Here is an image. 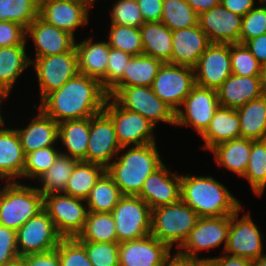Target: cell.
<instances>
[{
  "label": "cell",
  "instance_id": "cell-43",
  "mask_svg": "<svg viewBox=\"0 0 266 266\" xmlns=\"http://www.w3.org/2000/svg\"><path fill=\"white\" fill-rule=\"evenodd\" d=\"M56 146L40 148L34 152L25 154V164L23 170V179L33 180L42 176L55 162L61 154V150Z\"/></svg>",
  "mask_w": 266,
  "mask_h": 266
},
{
  "label": "cell",
  "instance_id": "cell-26",
  "mask_svg": "<svg viewBox=\"0 0 266 266\" xmlns=\"http://www.w3.org/2000/svg\"><path fill=\"white\" fill-rule=\"evenodd\" d=\"M37 115L24 128H15L21 141L24 154L40 148L56 146L58 142V123L38 108Z\"/></svg>",
  "mask_w": 266,
  "mask_h": 266
},
{
  "label": "cell",
  "instance_id": "cell-49",
  "mask_svg": "<svg viewBox=\"0 0 266 266\" xmlns=\"http://www.w3.org/2000/svg\"><path fill=\"white\" fill-rule=\"evenodd\" d=\"M132 55L119 49H109L108 66L106 71V91H108L122 76L124 67Z\"/></svg>",
  "mask_w": 266,
  "mask_h": 266
},
{
  "label": "cell",
  "instance_id": "cell-46",
  "mask_svg": "<svg viewBox=\"0 0 266 266\" xmlns=\"http://www.w3.org/2000/svg\"><path fill=\"white\" fill-rule=\"evenodd\" d=\"M110 13V24L140 28L145 23L137 0L114 1Z\"/></svg>",
  "mask_w": 266,
  "mask_h": 266
},
{
  "label": "cell",
  "instance_id": "cell-27",
  "mask_svg": "<svg viewBox=\"0 0 266 266\" xmlns=\"http://www.w3.org/2000/svg\"><path fill=\"white\" fill-rule=\"evenodd\" d=\"M221 107L237 109L262 96L260 76L231 74L217 89Z\"/></svg>",
  "mask_w": 266,
  "mask_h": 266
},
{
  "label": "cell",
  "instance_id": "cell-4",
  "mask_svg": "<svg viewBox=\"0 0 266 266\" xmlns=\"http://www.w3.org/2000/svg\"><path fill=\"white\" fill-rule=\"evenodd\" d=\"M0 189V225L17 231L44 210V196L35 187L6 182Z\"/></svg>",
  "mask_w": 266,
  "mask_h": 266
},
{
  "label": "cell",
  "instance_id": "cell-20",
  "mask_svg": "<svg viewBox=\"0 0 266 266\" xmlns=\"http://www.w3.org/2000/svg\"><path fill=\"white\" fill-rule=\"evenodd\" d=\"M171 248L151 234L119 243V266H161Z\"/></svg>",
  "mask_w": 266,
  "mask_h": 266
},
{
  "label": "cell",
  "instance_id": "cell-30",
  "mask_svg": "<svg viewBox=\"0 0 266 266\" xmlns=\"http://www.w3.org/2000/svg\"><path fill=\"white\" fill-rule=\"evenodd\" d=\"M26 45L0 47V92L8 98L15 82L31 67Z\"/></svg>",
  "mask_w": 266,
  "mask_h": 266
},
{
  "label": "cell",
  "instance_id": "cell-29",
  "mask_svg": "<svg viewBox=\"0 0 266 266\" xmlns=\"http://www.w3.org/2000/svg\"><path fill=\"white\" fill-rule=\"evenodd\" d=\"M58 141L62 142L65 151L61 154L78 161L86 162L90 136V117L66 120L58 123Z\"/></svg>",
  "mask_w": 266,
  "mask_h": 266
},
{
  "label": "cell",
  "instance_id": "cell-19",
  "mask_svg": "<svg viewBox=\"0 0 266 266\" xmlns=\"http://www.w3.org/2000/svg\"><path fill=\"white\" fill-rule=\"evenodd\" d=\"M90 9L72 0H39V17L47 24L75 35V30L89 22Z\"/></svg>",
  "mask_w": 266,
  "mask_h": 266
},
{
  "label": "cell",
  "instance_id": "cell-59",
  "mask_svg": "<svg viewBox=\"0 0 266 266\" xmlns=\"http://www.w3.org/2000/svg\"><path fill=\"white\" fill-rule=\"evenodd\" d=\"M260 84L262 95L266 96V64L261 67Z\"/></svg>",
  "mask_w": 266,
  "mask_h": 266
},
{
  "label": "cell",
  "instance_id": "cell-54",
  "mask_svg": "<svg viewBox=\"0 0 266 266\" xmlns=\"http://www.w3.org/2000/svg\"><path fill=\"white\" fill-rule=\"evenodd\" d=\"M245 45L261 65L266 64V33L248 40Z\"/></svg>",
  "mask_w": 266,
  "mask_h": 266
},
{
  "label": "cell",
  "instance_id": "cell-8",
  "mask_svg": "<svg viewBox=\"0 0 266 266\" xmlns=\"http://www.w3.org/2000/svg\"><path fill=\"white\" fill-rule=\"evenodd\" d=\"M111 213L118 243L150 235L152 210L142 198L123 195Z\"/></svg>",
  "mask_w": 266,
  "mask_h": 266
},
{
  "label": "cell",
  "instance_id": "cell-42",
  "mask_svg": "<svg viewBox=\"0 0 266 266\" xmlns=\"http://www.w3.org/2000/svg\"><path fill=\"white\" fill-rule=\"evenodd\" d=\"M107 37L111 48L119 49L132 56L143 54L139 28L111 24Z\"/></svg>",
  "mask_w": 266,
  "mask_h": 266
},
{
  "label": "cell",
  "instance_id": "cell-56",
  "mask_svg": "<svg viewBox=\"0 0 266 266\" xmlns=\"http://www.w3.org/2000/svg\"><path fill=\"white\" fill-rule=\"evenodd\" d=\"M223 254L212 258L209 256L203 257V259H210L214 266H252V260L250 259Z\"/></svg>",
  "mask_w": 266,
  "mask_h": 266
},
{
  "label": "cell",
  "instance_id": "cell-18",
  "mask_svg": "<svg viewBox=\"0 0 266 266\" xmlns=\"http://www.w3.org/2000/svg\"><path fill=\"white\" fill-rule=\"evenodd\" d=\"M137 196L142 198L151 210L177 203L181 200V175L177 172L171 173L163 163L147 177Z\"/></svg>",
  "mask_w": 266,
  "mask_h": 266
},
{
  "label": "cell",
  "instance_id": "cell-33",
  "mask_svg": "<svg viewBox=\"0 0 266 266\" xmlns=\"http://www.w3.org/2000/svg\"><path fill=\"white\" fill-rule=\"evenodd\" d=\"M240 119L241 138L266 139V96L253 99L236 109Z\"/></svg>",
  "mask_w": 266,
  "mask_h": 266
},
{
  "label": "cell",
  "instance_id": "cell-25",
  "mask_svg": "<svg viewBox=\"0 0 266 266\" xmlns=\"http://www.w3.org/2000/svg\"><path fill=\"white\" fill-rule=\"evenodd\" d=\"M80 74L96 78L106 90V71L109 57L108 41L94 42L93 38L75 42Z\"/></svg>",
  "mask_w": 266,
  "mask_h": 266
},
{
  "label": "cell",
  "instance_id": "cell-13",
  "mask_svg": "<svg viewBox=\"0 0 266 266\" xmlns=\"http://www.w3.org/2000/svg\"><path fill=\"white\" fill-rule=\"evenodd\" d=\"M219 106L217 90L195 85L175 112V126L192 127L201 135Z\"/></svg>",
  "mask_w": 266,
  "mask_h": 266
},
{
  "label": "cell",
  "instance_id": "cell-38",
  "mask_svg": "<svg viewBox=\"0 0 266 266\" xmlns=\"http://www.w3.org/2000/svg\"><path fill=\"white\" fill-rule=\"evenodd\" d=\"M121 194L113 179L105 172L90 191L86 204L89 212H112Z\"/></svg>",
  "mask_w": 266,
  "mask_h": 266
},
{
  "label": "cell",
  "instance_id": "cell-52",
  "mask_svg": "<svg viewBox=\"0 0 266 266\" xmlns=\"http://www.w3.org/2000/svg\"><path fill=\"white\" fill-rule=\"evenodd\" d=\"M144 22H160L163 0H137Z\"/></svg>",
  "mask_w": 266,
  "mask_h": 266
},
{
  "label": "cell",
  "instance_id": "cell-24",
  "mask_svg": "<svg viewBox=\"0 0 266 266\" xmlns=\"http://www.w3.org/2000/svg\"><path fill=\"white\" fill-rule=\"evenodd\" d=\"M5 124L0 127V177L6 182H18V178L22 179L25 154L16 129L6 128Z\"/></svg>",
  "mask_w": 266,
  "mask_h": 266
},
{
  "label": "cell",
  "instance_id": "cell-14",
  "mask_svg": "<svg viewBox=\"0 0 266 266\" xmlns=\"http://www.w3.org/2000/svg\"><path fill=\"white\" fill-rule=\"evenodd\" d=\"M16 233L19 257L52 251L63 238L45 210L29 219Z\"/></svg>",
  "mask_w": 266,
  "mask_h": 266
},
{
  "label": "cell",
  "instance_id": "cell-22",
  "mask_svg": "<svg viewBox=\"0 0 266 266\" xmlns=\"http://www.w3.org/2000/svg\"><path fill=\"white\" fill-rule=\"evenodd\" d=\"M29 36L34 42L36 58L69 52L76 42L75 36L47 24L39 16L26 28V39Z\"/></svg>",
  "mask_w": 266,
  "mask_h": 266
},
{
  "label": "cell",
  "instance_id": "cell-58",
  "mask_svg": "<svg viewBox=\"0 0 266 266\" xmlns=\"http://www.w3.org/2000/svg\"><path fill=\"white\" fill-rule=\"evenodd\" d=\"M161 266H190V259L176 252L174 255L171 254Z\"/></svg>",
  "mask_w": 266,
  "mask_h": 266
},
{
  "label": "cell",
  "instance_id": "cell-60",
  "mask_svg": "<svg viewBox=\"0 0 266 266\" xmlns=\"http://www.w3.org/2000/svg\"><path fill=\"white\" fill-rule=\"evenodd\" d=\"M190 266H214L210 259H190Z\"/></svg>",
  "mask_w": 266,
  "mask_h": 266
},
{
  "label": "cell",
  "instance_id": "cell-11",
  "mask_svg": "<svg viewBox=\"0 0 266 266\" xmlns=\"http://www.w3.org/2000/svg\"><path fill=\"white\" fill-rule=\"evenodd\" d=\"M230 229V215L220 217H200L187 239L176 251L189 259H203L199 251H209L224 244L225 250ZM200 257V258H199Z\"/></svg>",
  "mask_w": 266,
  "mask_h": 266
},
{
  "label": "cell",
  "instance_id": "cell-35",
  "mask_svg": "<svg viewBox=\"0 0 266 266\" xmlns=\"http://www.w3.org/2000/svg\"><path fill=\"white\" fill-rule=\"evenodd\" d=\"M105 172L106 168L103 165L78 161L63 193L86 200L95 183Z\"/></svg>",
  "mask_w": 266,
  "mask_h": 266
},
{
  "label": "cell",
  "instance_id": "cell-23",
  "mask_svg": "<svg viewBox=\"0 0 266 266\" xmlns=\"http://www.w3.org/2000/svg\"><path fill=\"white\" fill-rule=\"evenodd\" d=\"M210 44L199 25L172 31L171 64L194 68Z\"/></svg>",
  "mask_w": 266,
  "mask_h": 266
},
{
  "label": "cell",
  "instance_id": "cell-53",
  "mask_svg": "<svg viewBox=\"0 0 266 266\" xmlns=\"http://www.w3.org/2000/svg\"><path fill=\"white\" fill-rule=\"evenodd\" d=\"M26 266H61L56 249L46 252L22 256Z\"/></svg>",
  "mask_w": 266,
  "mask_h": 266
},
{
  "label": "cell",
  "instance_id": "cell-2",
  "mask_svg": "<svg viewBox=\"0 0 266 266\" xmlns=\"http://www.w3.org/2000/svg\"><path fill=\"white\" fill-rule=\"evenodd\" d=\"M156 145L155 142L121 147L115 160L106 168L122 195L137 196L147 177L164 163Z\"/></svg>",
  "mask_w": 266,
  "mask_h": 266
},
{
  "label": "cell",
  "instance_id": "cell-40",
  "mask_svg": "<svg viewBox=\"0 0 266 266\" xmlns=\"http://www.w3.org/2000/svg\"><path fill=\"white\" fill-rule=\"evenodd\" d=\"M198 19L187 0H163L161 22L172 31L196 26Z\"/></svg>",
  "mask_w": 266,
  "mask_h": 266
},
{
  "label": "cell",
  "instance_id": "cell-21",
  "mask_svg": "<svg viewBox=\"0 0 266 266\" xmlns=\"http://www.w3.org/2000/svg\"><path fill=\"white\" fill-rule=\"evenodd\" d=\"M198 25L208 36L211 43H239L242 16L232 13L220 3L200 14Z\"/></svg>",
  "mask_w": 266,
  "mask_h": 266
},
{
  "label": "cell",
  "instance_id": "cell-5",
  "mask_svg": "<svg viewBox=\"0 0 266 266\" xmlns=\"http://www.w3.org/2000/svg\"><path fill=\"white\" fill-rule=\"evenodd\" d=\"M200 217L182 200L152 209L151 235L171 249L179 248Z\"/></svg>",
  "mask_w": 266,
  "mask_h": 266
},
{
  "label": "cell",
  "instance_id": "cell-31",
  "mask_svg": "<svg viewBox=\"0 0 266 266\" xmlns=\"http://www.w3.org/2000/svg\"><path fill=\"white\" fill-rule=\"evenodd\" d=\"M254 140L238 138L217 144L209 150L214 154L217 165L242 177L249 163L252 142Z\"/></svg>",
  "mask_w": 266,
  "mask_h": 266
},
{
  "label": "cell",
  "instance_id": "cell-62",
  "mask_svg": "<svg viewBox=\"0 0 266 266\" xmlns=\"http://www.w3.org/2000/svg\"><path fill=\"white\" fill-rule=\"evenodd\" d=\"M4 266H26L25 261L22 257H18L17 259L6 263Z\"/></svg>",
  "mask_w": 266,
  "mask_h": 266
},
{
  "label": "cell",
  "instance_id": "cell-50",
  "mask_svg": "<svg viewBox=\"0 0 266 266\" xmlns=\"http://www.w3.org/2000/svg\"><path fill=\"white\" fill-rule=\"evenodd\" d=\"M18 257L16 231L0 225V266H4Z\"/></svg>",
  "mask_w": 266,
  "mask_h": 266
},
{
  "label": "cell",
  "instance_id": "cell-45",
  "mask_svg": "<svg viewBox=\"0 0 266 266\" xmlns=\"http://www.w3.org/2000/svg\"><path fill=\"white\" fill-rule=\"evenodd\" d=\"M79 242L85 247L92 266H119L118 242Z\"/></svg>",
  "mask_w": 266,
  "mask_h": 266
},
{
  "label": "cell",
  "instance_id": "cell-64",
  "mask_svg": "<svg viewBox=\"0 0 266 266\" xmlns=\"http://www.w3.org/2000/svg\"><path fill=\"white\" fill-rule=\"evenodd\" d=\"M72 1L80 2L84 5H86L89 9H91V7H92V0H72Z\"/></svg>",
  "mask_w": 266,
  "mask_h": 266
},
{
  "label": "cell",
  "instance_id": "cell-16",
  "mask_svg": "<svg viewBox=\"0 0 266 266\" xmlns=\"http://www.w3.org/2000/svg\"><path fill=\"white\" fill-rule=\"evenodd\" d=\"M121 149L111 118L104 112L90 117V136L86 162L107 168Z\"/></svg>",
  "mask_w": 266,
  "mask_h": 266
},
{
  "label": "cell",
  "instance_id": "cell-48",
  "mask_svg": "<svg viewBox=\"0 0 266 266\" xmlns=\"http://www.w3.org/2000/svg\"><path fill=\"white\" fill-rule=\"evenodd\" d=\"M61 266H92L85 247L75 238H62L56 247Z\"/></svg>",
  "mask_w": 266,
  "mask_h": 266
},
{
  "label": "cell",
  "instance_id": "cell-47",
  "mask_svg": "<svg viewBox=\"0 0 266 266\" xmlns=\"http://www.w3.org/2000/svg\"><path fill=\"white\" fill-rule=\"evenodd\" d=\"M256 5L245 16L242 17V25L239 37V43L245 44L248 40L266 33V1Z\"/></svg>",
  "mask_w": 266,
  "mask_h": 266
},
{
  "label": "cell",
  "instance_id": "cell-32",
  "mask_svg": "<svg viewBox=\"0 0 266 266\" xmlns=\"http://www.w3.org/2000/svg\"><path fill=\"white\" fill-rule=\"evenodd\" d=\"M139 30L143 54L171 64L172 30L161 21L145 22Z\"/></svg>",
  "mask_w": 266,
  "mask_h": 266
},
{
  "label": "cell",
  "instance_id": "cell-65",
  "mask_svg": "<svg viewBox=\"0 0 266 266\" xmlns=\"http://www.w3.org/2000/svg\"><path fill=\"white\" fill-rule=\"evenodd\" d=\"M96 0H92V7L95 6Z\"/></svg>",
  "mask_w": 266,
  "mask_h": 266
},
{
  "label": "cell",
  "instance_id": "cell-66",
  "mask_svg": "<svg viewBox=\"0 0 266 266\" xmlns=\"http://www.w3.org/2000/svg\"><path fill=\"white\" fill-rule=\"evenodd\" d=\"M0 182H1V183H4V182H3V179H2L1 177H0ZM1 185H2V184H0V186H1ZM0 189H1V188H0Z\"/></svg>",
  "mask_w": 266,
  "mask_h": 266
},
{
  "label": "cell",
  "instance_id": "cell-36",
  "mask_svg": "<svg viewBox=\"0 0 266 266\" xmlns=\"http://www.w3.org/2000/svg\"><path fill=\"white\" fill-rule=\"evenodd\" d=\"M78 241L117 242L116 226L111 212H89Z\"/></svg>",
  "mask_w": 266,
  "mask_h": 266
},
{
  "label": "cell",
  "instance_id": "cell-41",
  "mask_svg": "<svg viewBox=\"0 0 266 266\" xmlns=\"http://www.w3.org/2000/svg\"><path fill=\"white\" fill-rule=\"evenodd\" d=\"M39 16V0H0V21L27 28Z\"/></svg>",
  "mask_w": 266,
  "mask_h": 266
},
{
  "label": "cell",
  "instance_id": "cell-55",
  "mask_svg": "<svg viewBox=\"0 0 266 266\" xmlns=\"http://www.w3.org/2000/svg\"><path fill=\"white\" fill-rule=\"evenodd\" d=\"M260 1L261 0H259L258 3ZM220 3L232 13L241 15L242 17L245 16L257 4L255 0H220Z\"/></svg>",
  "mask_w": 266,
  "mask_h": 266
},
{
  "label": "cell",
  "instance_id": "cell-61",
  "mask_svg": "<svg viewBox=\"0 0 266 266\" xmlns=\"http://www.w3.org/2000/svg\"><path fill=\"white\" fill-rule=\"evenodd\" d=\"M252 266H266V254L252 260Z\"/></svg>",
  "mask_w": 266,
  "mask_h": 266
},
{
  "label": "cell",
  "instance_id": "cell-34",
  "mask_svg": "<svg viewBox=\"0 0 266 266\" xmlns=\"http://www.w3.org/2000/svg\"><path fill=\"white\" fill-rule=\"evenodd\" d=\"M162 62L145 54L132 56L126 64L123 76L112 87H151Z\"/></svg>",
  "mask_w": 266,
  "mask_h": 266
},
{
  "label": "cell",
  "instance_id": "cell-28",
  "mask_svg": "<svg viewBox=\"0 0 266 266\" xmlns=\"http://www.w3.org/2000/svg\"><path fill=\"white\" fill-rule=\"evenodd\" d=\"M199 137L204 141L202 148L207 151L217 144L241 138L236 109L219 106L207 129Z\"/></svg>",
  "mask_w": 266,
  "mask_h": 266
},
{
  "label": "cell",
  "instance_id": "cell-9",
  "mask_svg": "<svg viewBox=\"0 0 266 266\" xmlns=\"http://www.w3.org/2000/svg\"><path fill=\"white\" fill-rule=\"evenodd\" d=\"M44 210L63 238L77 237L83 230L89 213L86 200L64 193L44 195Z\"/></svg>",
  "mask_w": 266,
  "mask_h": 266
},
{
  "label": "cell",
  "instance_id": "cell-57",
  "mask_svg": "<svg viewBox=\"0 0 266 266\" xmlns=\"http://www.w3.org/2000/svg\"><path fill=\"white\" fill-rule=\"evenodd\" d=\"M188 4L198 14H202L220 4V0H187Z\"/></svg>",
  "mask_w": 266,
  "mask_h": 266
},
{
  "label": "cell",
  "instance_id": "cell-3",
  "mask_svg": "<svg viewBox=\"0 0 266 266\" xmlns=\"http://www.w3.org/2000/svg\"><path fill=\"white\" fill-rule=\"evenodd\" d=\"M181 200L199 217L232 215L243 208L223 183L209 175H181Z\"/></svg>",
  "mask_w": 266,
  "mask_h": 266
},
{
  "label": "cell",
  "instance_id": "cell-7",
  "mask_svg": "<svg viewBox=\"0 0 266 266\" xmlns=\"http://www.w3.org/2000/svg\"><path fill=\"white\" fill-rule=\"evenodd\" d=\"M103 111L111 118L121 147L156 142L153 132L156 126L142 115L121 107L112 97H107Z\"/></svg>",
  "mask_w": 266,
  "mask_h": 266
},
{
  "label": "cell",
  "instance_id": "cell-39",
  "mask_svg": "<svg viewBox=\"0 0 266 266\" xmlns=\"http://www.w3.org/2000/svg\"><path fill=\"white\" fill-rule=\"evenodd\" d=\"M242 177L247 179L252 192L261 197L266 188V139L252 142L249 163Z\"/></svg>",
  "mask_w": 266,
  "mask_h": 266
},
{
  "label": "cell",
  "instance_id": "cell-17",
  "mask_svg": "<svg viewBox=\"0 0 266 266\" xmlns=\"http://www.w3.org/2000/svg\"><path fill=\"white\" fill-rule=\"evenodd\" d=\"M196 85L217 90L232 74L230 44L211 43L194 67Z\"/></svg>",
  "mask_w": 266,
  "mask_h": 266
},
{
  "label": "cell",
  "instance_id": "cell-15",
  "mask_svg": "<svg viewBox=\"0 0 266 266\" xmlns=\"http://www.w3.org/2000/svg\"><path fill=\"white\" fill-rule=\"evenodd\" d=\"M241 211L242 208L230 215L228 240L223 253L255 260L264 255V234L260 233L249 212L239 218Z\"/></svg>",
  "mask_w": 266,
  "mask_h": 266
},
{
  "label": "cell",
  "instance_id": "cell-12",
  "mask_svg": "<svg viewBox=\"0 0 266 266\" xmlns=\"http://www.w3.org/2000/svg\"><path fill=\"white\" fill-rule=\"evenodd\" d=\"M30 61L37 75L40 101L79 73L75 47L69 52L35 59L30 58Z\"/></svg>",
  "mask_w": 266,
  "mask_h": 266
},
{
  "label": "cell",
  "instance_id": "cell-44",
  "mask_svg": "<svg viewBox=\"0 0 266 266\" xmlns=\"http://www.w3.org/2000/svg\"><path fill=\"white\" fill-rule=\"evenodd\" d=\"M232 74L238 76H260L262 65L255 59L245 44H230Z\"/></svg>",
  "mask_w": 266,
  "mask_h": 266
},
{
  "label": "cell",
  "instance_id": "cell-37",
  "mask_svg": "<svg viewBox=\"0 0 266 266\" xmlns=\"http://www.w3.org/2000/svg\"><path fill=\"white\" fill-rule=\"evenodd\" d=\"M78 160L60 154L54 164L38 178L40 187L36 188L44 195L63 193L70 175Z\"/></svg>",
  "mask_w": 266,
  "mask_h": 266
},
{
  "label": "cell",
  "instance_id": "cell-10",
  "mask_svg": "<svg viewBox=\"0 0 266 266\" xmlns=\"http://www.w3.org/2000/svg\"><path fill=\"white\" fill-rule=\"evenodd\" d=\"M195 85L194 68L162 63L151 88L166 105L176 112Z\"/></svg>",
  "mask_w": 266,
  "mask_h": 266
},
{
  "label": "cell",
  "instance_id": "cell-6",
  "mask_svg": "<svg viewBox=\"0 0 266 266\" xmlns=\"http://www.w3.org/2000/svg\"><path fill=\"white\" fill-rule=\"evenodd\" d=\"M107 94L121 107L138 113L152 122L175 125V112L146 86L111 87Z\"/></svg>",
  "mask_w": 266,
  "mask_h": 266
},
{
  "label": "cell",
  "instance_id": "cell-63",
  "mask_svg": "<svg viewBox=\"0 0 266 266\" xmlns=\"http://www.w3.org/2000/svg\"><path fill=\"white\" fill-rule=\"evenodd\" d=\"M7 98L8 97L5 94L0 92V105L2 104L1 102H3V100H6ZM1 109H2V107L0 106V127L5 123L4 118H3L4 115H2L3 113L1 111Z\"/></svg>",
  "mask_w": 266,
  "mask_h": 266
},
{
  "label": "cell",
  "instance_id": "cell-51",
  "mask_svg": "<svg viewBox=\"0 0 266 266\" xmlns=\"http://www.w3.org/2000/svg\"><path fill=\"white\" fill-rule=\"evenodd\" d=\"M26 28L10 21H0V47L26 45Z\"/></svg>",
  "mask_w": 266,
  "mask_h": 266
},
{
  "label": "cell",
  "instance_id": "cell-1",
  "mask_svg": "<svg viewBox=\"0 0 266 266\" xmlns=\"http://www.w3.org/2000/svg\"><path fill=\"white\" fill-rule=\"evenodd\" d=\"M108 97L100 81L78 73L46 95L38 106L57 123L92 117L104 109Z\"/></svg>",
  "mask_w": 266,
  "mask_h": 266
}]
</instances>
